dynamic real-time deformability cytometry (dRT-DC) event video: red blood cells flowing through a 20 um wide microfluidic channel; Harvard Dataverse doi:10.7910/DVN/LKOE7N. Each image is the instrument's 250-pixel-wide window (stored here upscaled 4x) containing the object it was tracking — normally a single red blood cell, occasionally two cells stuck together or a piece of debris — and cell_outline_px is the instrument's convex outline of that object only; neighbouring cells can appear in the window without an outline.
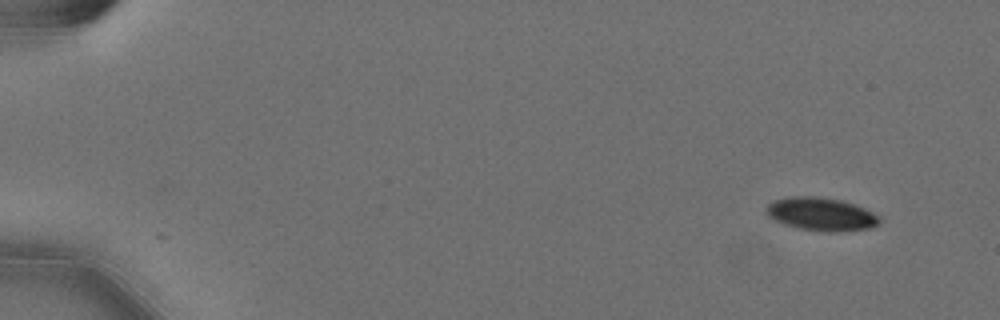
{"species": "Egyptian fruit bat (a non-hibernating species)", "species_latin": "Rousettus aegyptiacus", "temperature_condition": "cold", "stored_images_in_passage": 54, "camera_frame_rate_fps": 3000, "um_per_image_px": 0.085, "animal": {"sex": "female"}, "frame": {"image": 1, "passage_image": 1, "time_ms": 0.0, "image_size_px": [1000, 320], "cell_outline_px": [[880, 220], [876, 224], [868, 228], [840, 232], [828, 232], [796, 228], [772, 220], [764, 212], [764, 208], [768, 204], [776, 200], [788, 196], [820, 196], [840, 200], [864, 208], [872, 212]], "centroid_in_image_um": [69.71, 18.2], "position_along_channel_um": 15.3, "area_um2": 21.91}}
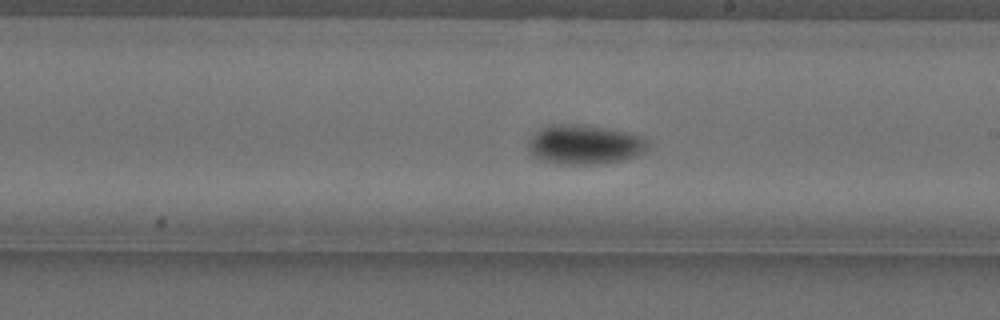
{"frame": {"image": 2, "passage_image": 31, "time_ms": 10.0, "image_size_px": [1000, 320], "cell_outline_px": [[648, 148], [644, 152], [636, 156], [624, 160], [596, 164], [556, 164], [532, 156], [528, 148], [528, 140], [536, 132], [552, 124], [580, 124], [604, 128], [624, 132], [640, 136], [648, 140]], "centroid_in_image_um": [49.68, 12.3], "position_along_channel_um": 239.3, "area_um2": 27.4}}
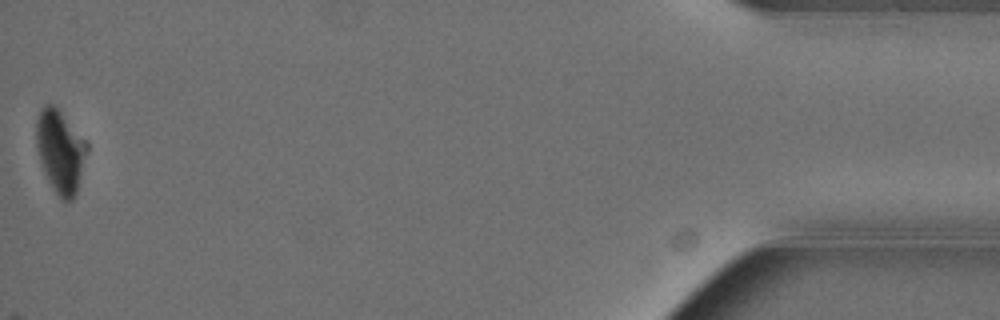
{"frame": {"image": 3, "passage_image": 54, "time_ms": 17.667, "image_size_px": [1000, 320], "cell_outline_px": [[88, 148], [76, 192], [72, 200], [60, 200], [52, 188], [44, 172], [40, 160], [36, 144], [36, 120], [40, 108], [44, 104], [52, 104], [60, 108], [84, 140]], "centroid_in_image_um": [5.1, 12.82], "position_along_channel_um": 430.1, "area_um2": 24.39}, "authors_computed_cell_mechanics": {"area_um2": 24.2182, "velocity_mm_per_s": 3.5713, "shape_relaxation_time_tau1_ms": 5.2486, "shape_relaxation_time_tau2_ms": 4.2935, "deformation_change_tau1": 0.1293, "deformation_change_tau2": 0.0411}}